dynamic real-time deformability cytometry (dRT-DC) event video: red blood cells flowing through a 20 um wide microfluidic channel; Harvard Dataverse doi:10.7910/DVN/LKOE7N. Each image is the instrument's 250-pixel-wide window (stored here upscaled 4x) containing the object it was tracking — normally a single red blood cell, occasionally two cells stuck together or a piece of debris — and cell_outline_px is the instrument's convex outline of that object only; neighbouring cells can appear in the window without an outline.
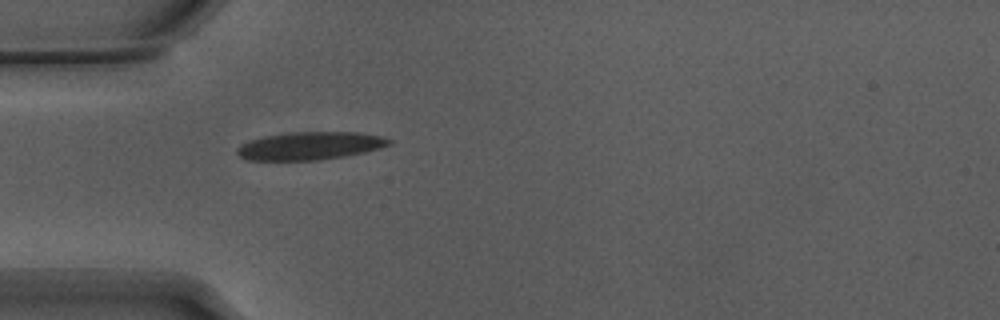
{"species": "Egyptian fruit bat (a non-hibernating species)", "species_latin": "Rousettus aegyptiacus", "temperature_condition": "warm", "stored_images_in_passage": 32, "camera_frame_rate_fps": 3000, "um_per_image_px": 0.085, "animal": {"sex": "male"}, "frame": {"image": 1, "passage_image": 1, "time_ms": 0.0, "image_size_px": [1000, 320], "cell_outline_px": [[392, 144], [364, 152], [344, 156], [320, 160], [244, 160], [236, 152], [236, 148], [240, 144], [248, 140], [264, 136], [288, 132], [360, 132], [380, 136], [392, 140]], "centroid_in_image_um": [26.3, 12.39], "position_along_channel_um": 58.7, "area_um2": 24.85}}
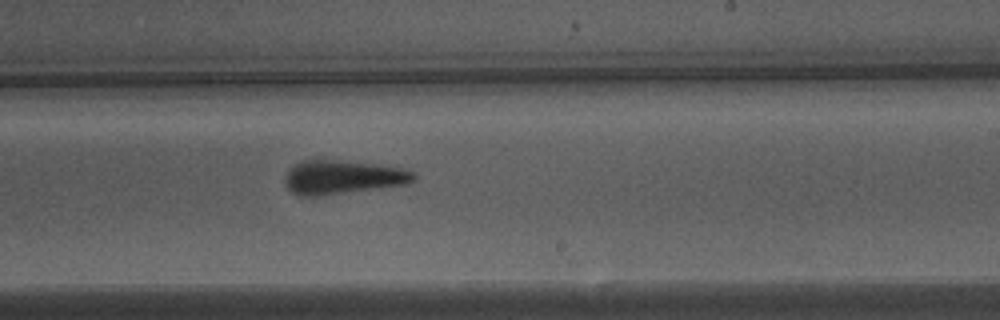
{"frame": {"image": 2, "passage_image": 17, "time_ms": 5.333, "image_size_px": [1000, 320], "cell_outline_px": [[416, 180], [408, 184], [312, 196], [300, 196], [292, 192], [284, 184], [284, 176], [292, 164], [300, 160], [336, 160], [380, 164], [404, 168], [416, 172]], "centroid_in_image_um": [29.13, 15.03], "position_along_channel_um": 259.9, "area_um2": 25.55}}
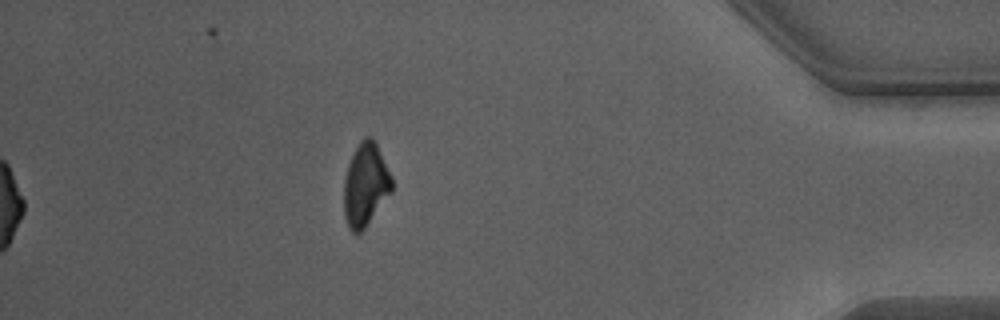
{"frame": {"image": 3, "passage_image": 32, "time_ms": 10.333, "image_size_px": [1000, 320], "cell_outline_px": [[392, 192], [364, 228], [360, 232], [352, 232], [348, 228], [344, 216], [344, 184], [348, 164], [360, 140], [364, 136], [372, 136], [392, 176]], "centroid_in_image_um": [31.07, 15.7], "position_along_channel_um": 404.1, "area_um2": 23.0}, "authors_computed_cell_mechanics": {"area_um2": 25.0274, "velocity_mm_per_s": 3.8464, "shape_relaxation_time_tau1_ms": 3.6549, "shape_relaxation_time_tau2_ms": 2.1276, "deformation_change_tau1": 0.1647, "deformation_change_tau2": 0.1164}}